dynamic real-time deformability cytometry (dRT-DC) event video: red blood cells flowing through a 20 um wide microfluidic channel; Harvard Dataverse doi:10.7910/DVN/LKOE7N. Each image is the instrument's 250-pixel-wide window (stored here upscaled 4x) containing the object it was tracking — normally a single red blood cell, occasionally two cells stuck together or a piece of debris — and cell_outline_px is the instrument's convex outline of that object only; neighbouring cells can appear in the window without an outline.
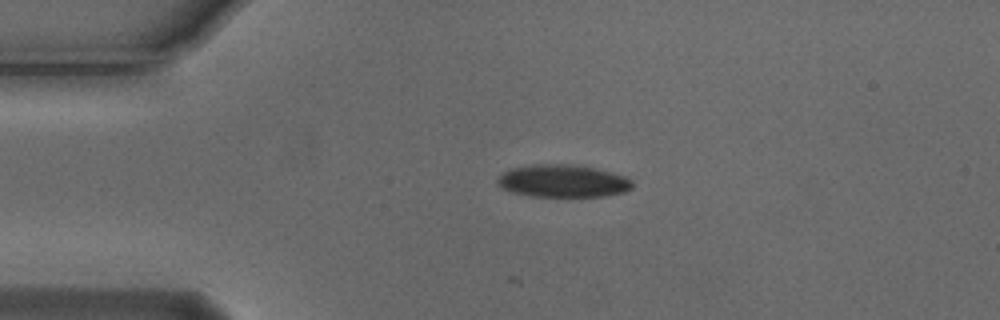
{"species": "Egyptian fruit bat (a non-hibernating species)", "species_latin": "Rousettus aegyptiacus", "temperature_condition": "cold", "stored_images_in_passage": 19, "camera_frame_rate_fps": 3000, "um_per_image_px": 0.085, "animal": {"sex": "male"}, "frame": {"image": 1, "passage_image": 1, "time_ms": 0.0, "image_size_px": [1000, 320], "cell_outline_px": [[632, 188], [624, 192], [604, 196], [532, 196], [512, 192], [500, 188], [496, 184], [496, 180], [504, 172], [512, 168], [536, 164], [572, 164], [596, 168], [624, 176], [632, 180]], "centroid_in_image_um": [47.83, 15.38], "position_along_channel_um": 37.2, "area_um2": 25.55}}
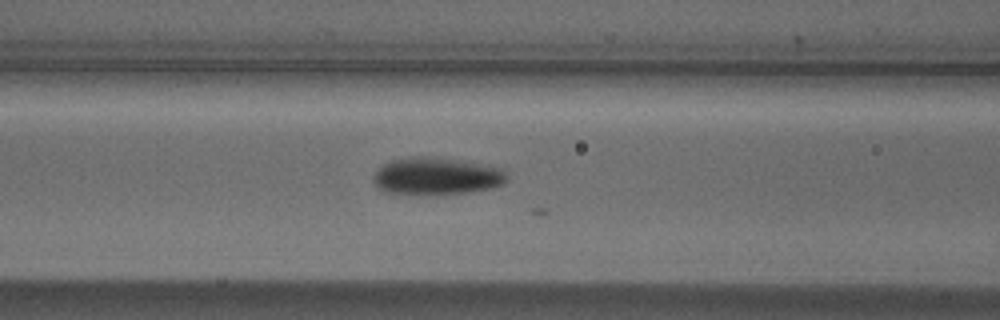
{"frame": {"image": 2, "passage_image": 11, "time_ms": 3.333, "image_size_px": [1000, 320], "cell_outline_px": [[508, 180], [504, 184], [492, 188], [468, 192], [436, 196], [420, 196], [388, 192], [380, 188], [372, 180], [372, 176], [388, 160], [408, 156], [428, 156], [500, 168], [508, 176]], "centroid_in_image_um": [37.06, 15.01], "position_along_channel_um": 129.5, "area_um2": 29.3}}
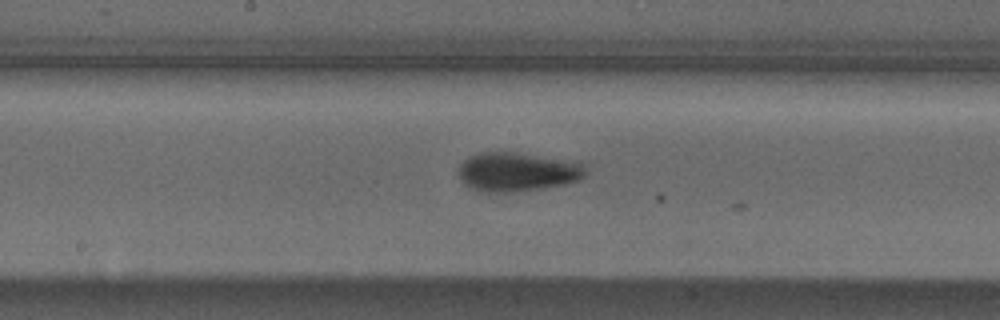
{"frame": {"image": 3, "passage_image": 17, "time_ms": 5.333, "image_size_px": [1000, 320], "cell_outline_px": [[584, 176], [580, 180], [564, 184], [544, 188], [508, 192], [480, 192], [468, 188], [460, 180], [460, 164], [464, 160], [472, 156], [484, 152], [512, 152], [580, 160], [584, 168]], "centroid_in_image_um": [44.0, 14.61], "position_along_channel_um": 204.2, "area_um2": 29.13}}